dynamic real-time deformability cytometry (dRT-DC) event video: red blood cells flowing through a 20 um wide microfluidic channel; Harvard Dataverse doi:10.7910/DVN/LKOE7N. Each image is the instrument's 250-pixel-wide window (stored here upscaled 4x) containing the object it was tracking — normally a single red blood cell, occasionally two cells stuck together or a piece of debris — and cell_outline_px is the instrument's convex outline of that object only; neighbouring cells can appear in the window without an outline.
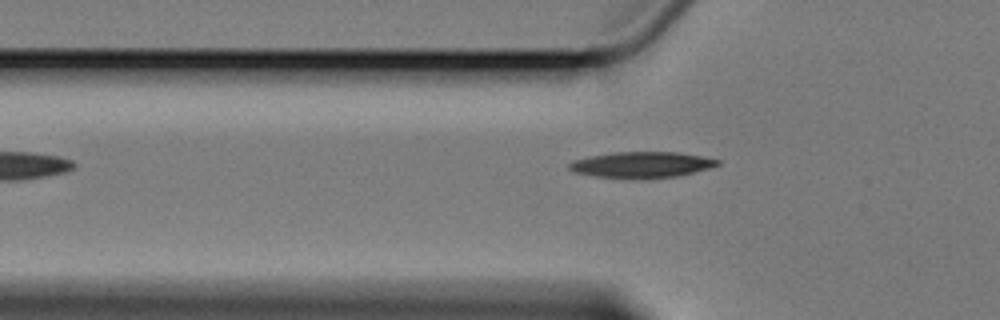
{"species": "Egyptian fruit bat (a non-hibernating species)", "species_latin": "Rousettus aegyptiacus", "temperature_condition": "cold", "stored_images_in_passage": 3, "camera_frame_rate_fps": 3000, "um_per_image_px": 0.085, "animal": {"sex": "female"}, "frame": {"image": 1, "passage_image": 2, "time_ms": 2.0, "image_size_px": [1000, 320], "cell_outline_px": [[720, 164], [708, 168], [676, 176], [596, 176], [572, 172], [568, 168], [568, 164], [572, 160], [612, 152], [680, 152], [720, 160]], "centroid_in_image_um": [54.51, 13.95], "position_along_channel_um": 71.3, "area_um2": 21.44}}
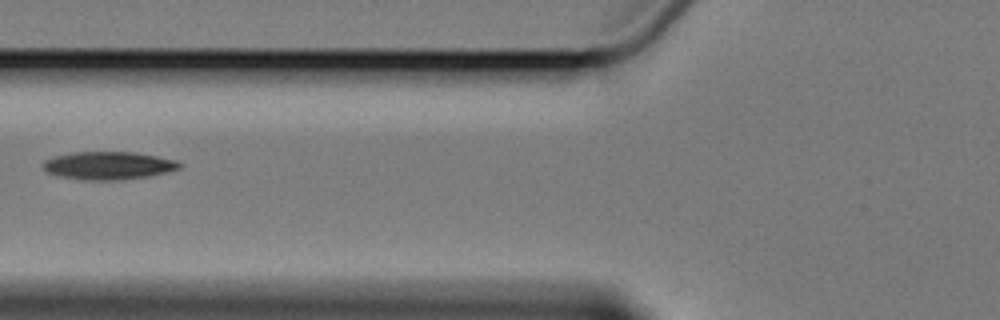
{"frame": {"image": 2, "passage_image": 3, "time_ms": 3.333, "image_size_px": [1000, 320], "cell_outline_px": [[184, 164], [180, 168], [148, 176], [116, 180], [84, 180], [64, 176], [48, 172], [40, 164], [44, 160], [52, 156], [72, 152], [136, 152], [176, 160]], "centroid_in_image_um": [9.2, 14.05], "position_along_channel_um": 116.6, "area_um2": 22.08}}